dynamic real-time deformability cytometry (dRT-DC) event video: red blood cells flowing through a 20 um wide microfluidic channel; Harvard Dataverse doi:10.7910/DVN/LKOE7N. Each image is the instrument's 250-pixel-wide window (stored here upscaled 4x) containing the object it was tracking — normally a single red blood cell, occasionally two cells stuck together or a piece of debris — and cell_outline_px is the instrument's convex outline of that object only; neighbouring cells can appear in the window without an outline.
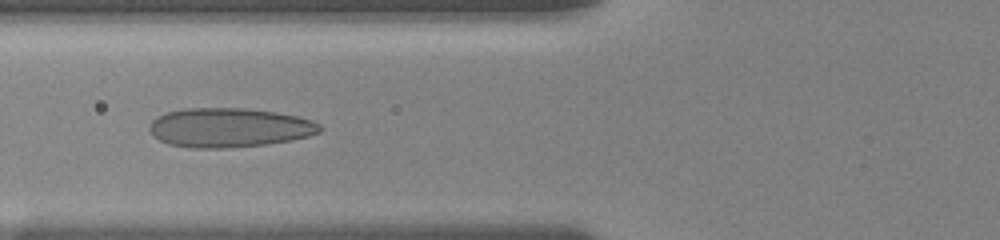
{"species": "human", "species_latin": "Homo sapiens", "temperature_condition": "room temperature", "stored_images_in_passage": 58, "camera_frame_rate_fps": 3000, "um_per_image_px": 0.085, "donor": {"sex": "female"}, "frame": {"image": 1, "passage_image": 5, "time_ms": 1.0, "image_size_px": [1000, 240], "cell_outline_px": [[324, 128], [320, 132], [308, 136], [292, 140], [264, 144], [224, 148], [192, 148], [168, 144], [152, 136], [148, 132], [148, 128], [152, 120], [156, 116], [168, 112], [184, 108], [244, 108], [276, 112], [296, 116], [312, 120], [320, 124]], "centroid_in_image_um": [19.46, 10.84], "position_along_channel_um": 106.3, "area_um2": 39.19}}
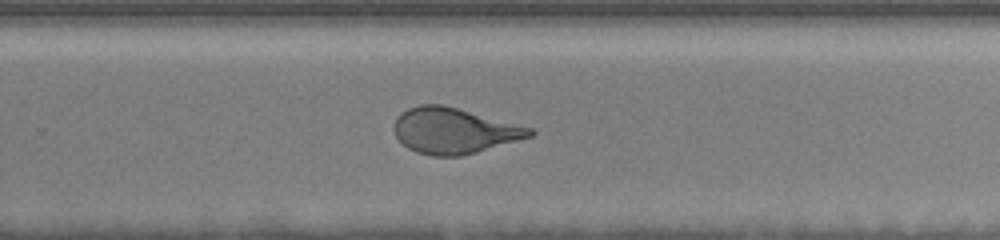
{"frame": {"image": 2, "passage_image": 31, "time_ms": 6.0, "image_size_px": [1000, 240], "cell_outline_px": [[536, 132], [532, 136], [476, 152], [460, 156], [432, 156], [416, 152], [408, 148], [396, 136], [392, 128], [400, 112], [408, 108], [420, 104], [444, 104], [532, 128]], "centroid_in_image_um": [38.56, 11.1], "position_along_channel_um": 291.2, "area_um2": 36.07}}
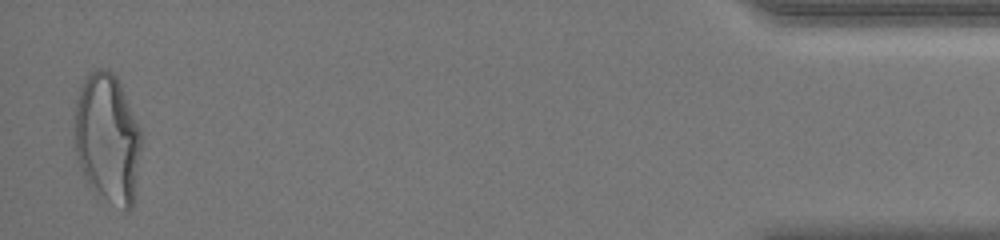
{"frame": {"image": 3, "passage_image": 57, "time_ms": 11.667, "image_size_px": [1000, 240], "cell_outline_px": [[140, 148], [132, 208], [128, 212], [96, 196], [88, 184], [84, 176], [76, 152], [76, 104], [80, 88], [84, 80], [96, 68], [108, 68], [116, 76], [140, 128]], "centroid_in_image_um": [9.13, 11.81], "position_along_channel_um": 426.1, "area_um2": 49.82}, "authors_computed_cell_mechanics": {"area_um2": 37.0498, "velocity_mm_per_s": 3.6964, "shape_relaxation_time_tau1_ms": 7.6887, "shape_relaxation_time_tau2_ms": 0.7414, "deformation_change_tau1": 0.2409, "deformation_change_tau2": 0.0823}}